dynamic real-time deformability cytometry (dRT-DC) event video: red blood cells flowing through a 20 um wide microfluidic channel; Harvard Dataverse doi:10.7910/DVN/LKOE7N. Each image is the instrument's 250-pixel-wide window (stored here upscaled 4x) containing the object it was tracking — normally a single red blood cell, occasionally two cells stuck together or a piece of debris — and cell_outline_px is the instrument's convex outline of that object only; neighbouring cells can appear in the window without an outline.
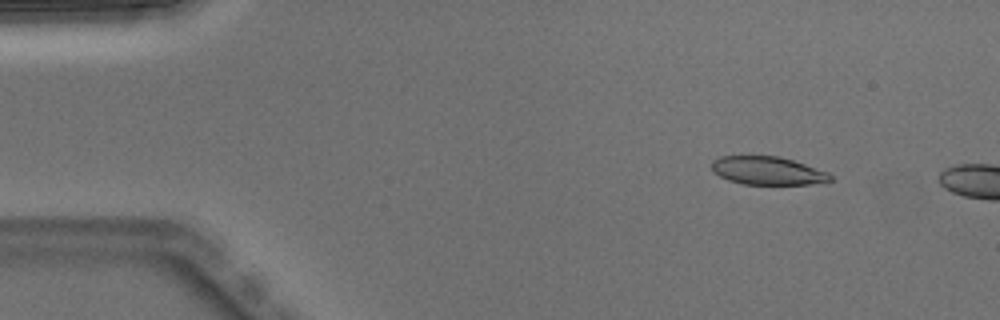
{"species": "Egyptian fruit bat (a non-hibernating species)", "species_latin": "Rousettus aegyptiacus", "temperature_condition": "warm", "stored_images_in_passage": 3, "camera_frame_rate_fps": 3000, "um_per_image_px": 0.085, "animal": {"sex": "male"}, "frame": {"image": 1, "passage_image": 2, "time_ms": 0.333, "image_size_px": [1000, 320], "cell_outline_px": [[832, 180], [808, 184], [744, 184], [728, 180], [712, 172], [712, 160], [720, 156], [780, 156], [828, 172], [832, 176]], "centroid_in_image_um": [65.21, 14.5], "position_along_channel_um": 19.8, "area_um2": 19.36}}